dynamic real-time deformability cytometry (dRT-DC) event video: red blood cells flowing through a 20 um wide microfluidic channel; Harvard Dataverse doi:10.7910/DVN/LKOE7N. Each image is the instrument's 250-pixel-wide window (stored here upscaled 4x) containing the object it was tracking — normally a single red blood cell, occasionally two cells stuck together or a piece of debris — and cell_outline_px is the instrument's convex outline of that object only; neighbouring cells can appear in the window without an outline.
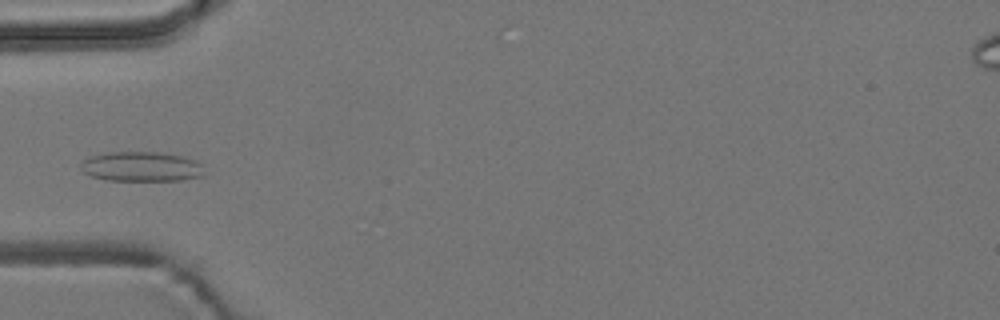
{"species": "common noctule bat (a hibernating species)", "species_latin": "Nyctalus noctula", "temperature_condition": "room temperature", "stored_images_in_passage": 4, "camera_frame_rate_fps": 3000, "um_per_image_px": 0.085, "animal": {"sex": "male", "body_mass_g": 19.2, "forearm_length_mm": 51.8}, "frame": {"image": 1, "passage_image": 4, "time_ms": 3.667, "image_size_px": [1000, 320], "cell_outline_px": [[204, 176], [180, 180], [104, 180], [92, 176], [84, 172], [80, 168], [80, 164], [88, 156], [108, 152], [156, 152], [184, 156], [196, 160], [200, 164]], "centroid_in_image_um": [11.99, 14.15], "position_along_channel_um": 73.0, "area_um2": 21.44}}